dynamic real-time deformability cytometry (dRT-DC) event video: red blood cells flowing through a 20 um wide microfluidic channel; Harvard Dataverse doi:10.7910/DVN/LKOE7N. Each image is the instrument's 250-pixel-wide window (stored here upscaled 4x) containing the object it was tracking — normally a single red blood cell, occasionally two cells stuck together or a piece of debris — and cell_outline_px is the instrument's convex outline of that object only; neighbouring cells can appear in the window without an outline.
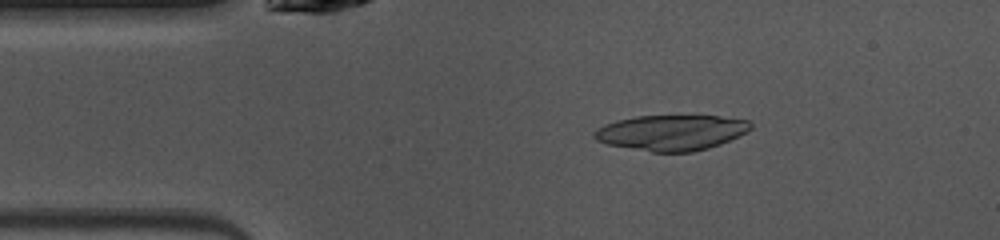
{"species": "common noctule bat (a hibernating species)", "species_latin": "Nyctalus noctula", "temperature_condition": "warm", "stored_images_in_passage": 46, "camera_frame_rate_fps": 3000, "um_per_image_px": 0.085, "animal": {"sex": "female", "body_mass_g": 10.0, "forearm_length_mm": 53.1}, "frame": {"image": 1, "passage_image": 7, "time_ms": 2.0, "image_size_px": [1000, 240], "cell_outline_px": [[752, 128], [720, 144], [708, 148], [692, 152], [652, 152], [608, 144], [596, 140], [592, 136], [592, 132], [596, 128], [604, 124], [616, 120], [636, 116], [720, 116], [748, 120], [752, 124]], "centroid_in_image_um": [57.01, 11.26], "position_along_channel_um": 28.0, "area_um2": 32.25}}